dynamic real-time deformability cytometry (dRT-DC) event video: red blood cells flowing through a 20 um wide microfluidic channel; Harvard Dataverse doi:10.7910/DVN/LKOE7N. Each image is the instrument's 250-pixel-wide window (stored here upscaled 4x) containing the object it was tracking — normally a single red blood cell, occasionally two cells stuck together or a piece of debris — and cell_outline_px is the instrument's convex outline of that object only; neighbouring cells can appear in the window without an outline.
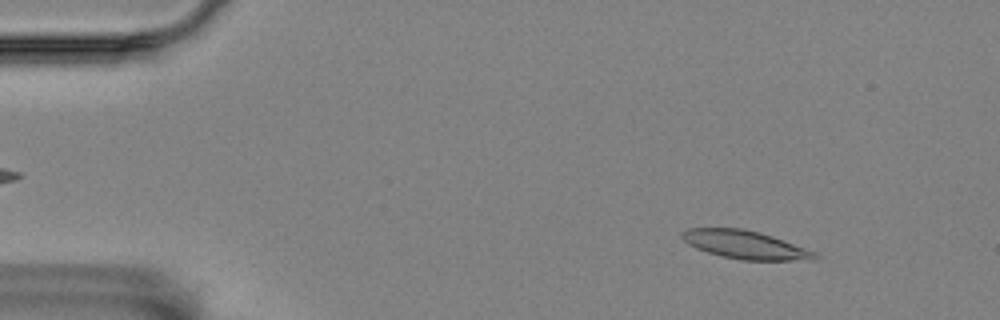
{"species": "Egyptian fruit bat (a non-hibernating species)", "species_latin": "Rousettus aegyptiacus", "temperature_condition": "room temperature", "stored_images_in_passage": 56, "camera_frame_rate_fps": 3000, "um_per_image_px": 0.085, "animal": {"sex": "female"}, "frame": {"image": 1, "passage_image": 6, "time_ms": 1.667, "image_size_px": [1000, 320], "cell_outline_px": [[820, 256], [792, 260], [740, 260], [708, 252], [696, 248], [688, 244], [680, 236], [680, 232], [688, 228], [744, 228], [760, 232], [772, 236], [816, 252]], "centroid_in_image_um": [63.25, 20.78], "position_along_channel_um": 21.7, "area_um2": 21.5}}
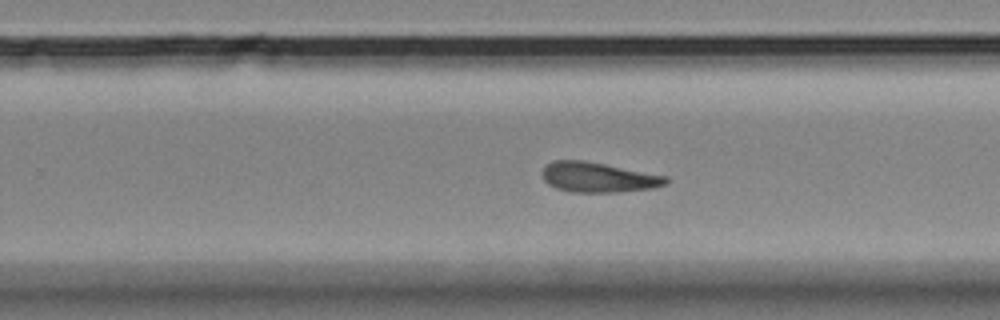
{"frame": {"image": 2, "passage_image": 35, "time_ms": 11.333, "image_size_px": [1000, 320], "cell_outline_px": [[672, 180], [668, 184], [656, 188], [620, 192], [572, 192], [556, 188], [548, 184], [544, 180], [544, 164], [552, 160], [584, 160], [668, 176]], "centroid_in_image_um": [50.91, 15.07], "position_along_channel_um": 278.9, "area_um2": 21.91}}
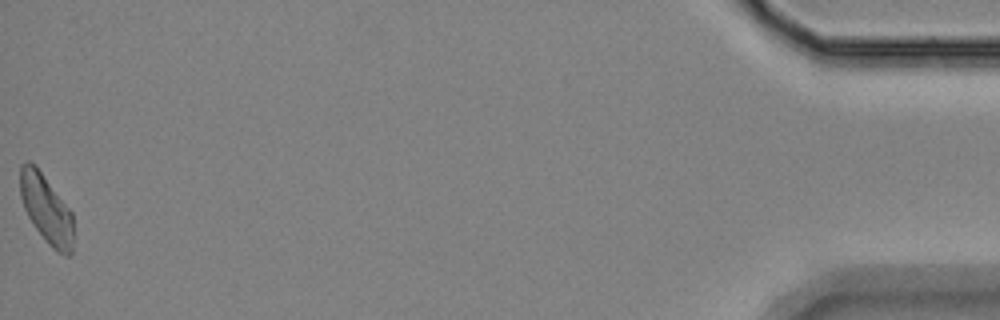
{"frame": {"image": 3, "passage_image": 56, "time_ms": 18.333, "image_size_px": [1000, 320], "cell_outline_px": [[72, 256], [64, 256], [52, 248], [48, 244], [36, 228], [28, 216], [24, 208], [20, 196], [20, 164], [28, 160], [36, 164], [72, 212]], "centroid_in_image_um": [3.92, 17.74], "position_along_channel_um": 431.3, "area_um2": 21.39}, "authors_computed_cell_mechanics": {"area_um2": 21.675, "velocity_mm_per_s": 3.5029, "shape_relaxation_time_tau1_ms": null, "shape_relaxation_time_tau2_ms": 6.3237, "deformation_change_tau1": null, "deformation_change_tau2": 0.1845}}